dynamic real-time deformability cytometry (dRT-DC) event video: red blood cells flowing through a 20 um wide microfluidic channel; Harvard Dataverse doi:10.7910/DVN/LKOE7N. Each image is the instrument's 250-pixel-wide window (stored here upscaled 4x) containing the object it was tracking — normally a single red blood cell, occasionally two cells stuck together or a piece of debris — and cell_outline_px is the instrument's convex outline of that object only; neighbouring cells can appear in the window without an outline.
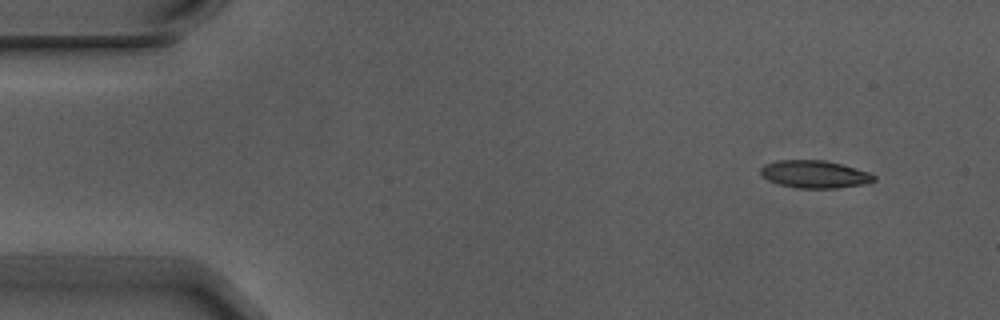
{"species": "Egyptian fruit bat (a non-hibernating species)", "species_latin": "Rousettus aegyptiacus", "temperature_condition": "warm", "stored_images_in_passage": 4, "segment_of_instrument_passage": [2, 2], "camera_frame_rate_fps": 3000, "um_per_image_px": 0.085, "animal": {"sex": "male"}, "frame": {"image": 1, "passage_image": 4, "time_ms": 1.0, "image_size_px": [1000, 320], "cell_outline_px": [[876, 180], [868, 184], [836, 188], [796, 188], [780, 184], [768, 180], [760, 172], [760, 168], [764, 164], [780, 160], [824, 160], [840, 164], [868, 172], [876, 176]], "centroid_in_image_um": [69.26, 14.82], "position_along_channel_um": 15.7, "area_um2": 18.15}}